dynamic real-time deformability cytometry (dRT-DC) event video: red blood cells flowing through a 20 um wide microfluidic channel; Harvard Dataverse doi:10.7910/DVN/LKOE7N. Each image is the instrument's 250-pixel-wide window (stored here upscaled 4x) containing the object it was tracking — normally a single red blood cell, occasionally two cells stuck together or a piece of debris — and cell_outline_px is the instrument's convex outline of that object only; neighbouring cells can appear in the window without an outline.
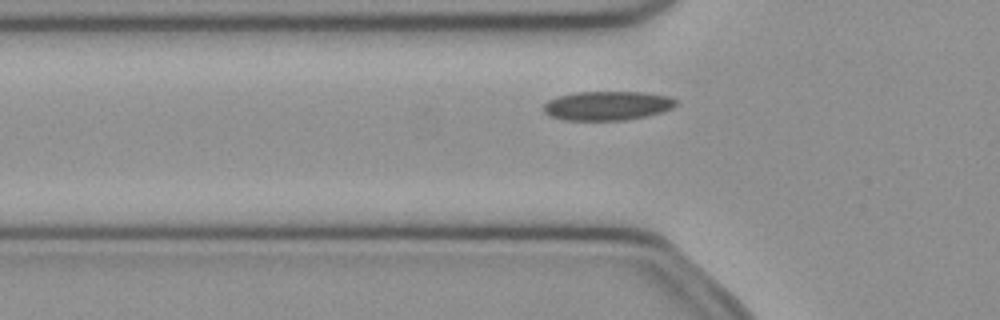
{"species": "common noctule bat (a hibernating species)", "species_latin": "Nyctalus noctula", "temperature_condition": "cold", "stored_images_in_passage": 44, "camera_frame_rate_fps": 3000, "um_per_image_px": 0.085, "animal": {"sex": "female", "body_mass_g": 21.9}, "frame": {"image": 1, "passage_image": 9, "time_ms": 2.667, "image_size_px": [1000, 320], "cell_outline_px": [[676, 104], [672, 108], [660, 112], [644, 116], [624, 120], [564, 120], [552, 116], [544, 112], [544, 104], [548, 100], [556, 96], [576, 92], [644, 92], [672, 96], [676, 100]], "centroid_in_image_um": [51.62, 8.97], "position_along_channel_um": 74.2, "area_um2": 22.43}}
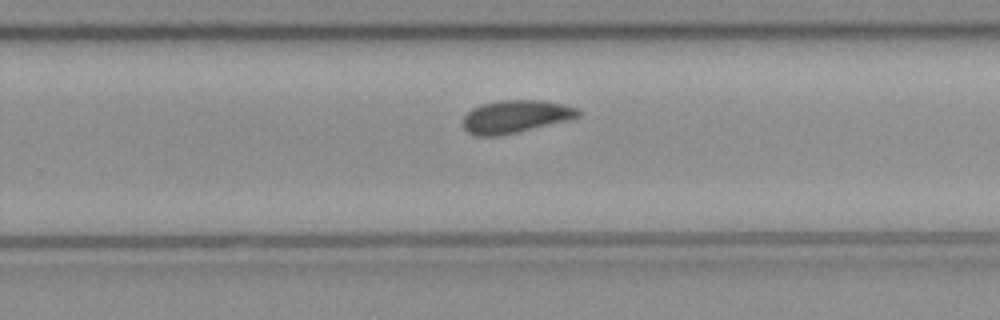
{"frame": {"image": 2, "passage_image": 25, "time_ms": 8.0, "image_size_px": [1000, 320], "cell_outline_px": [[580, 116], [568, 120], [500, 136], [476, 136], [468, 132], [464, 128], [464, 116], [472, 108], [480, 104], [500, 100], [544, 100], [564, 104], [576, 108], [580, 112]], "centroid_in_image_um": [43.81, 9.9], "position_along_channel_um": 286.0, "area_um2": 21.96}}
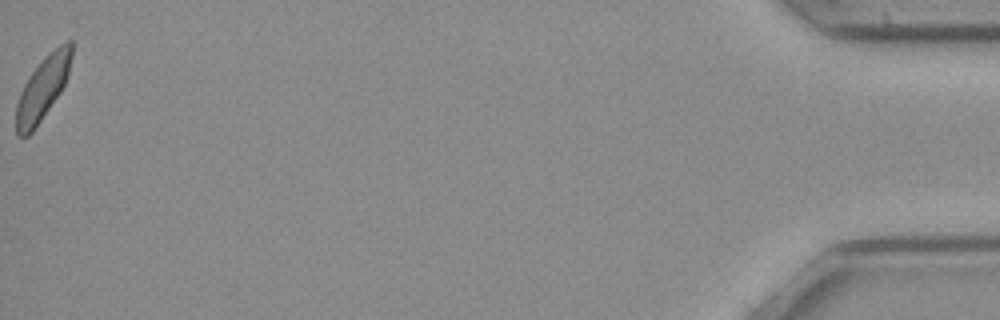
{"frame": {"image": 3, "passage_image": 44, "time_ms": 14.333, "image_size_px": [1000, 320], "cell_outline_px": [[72, 56], [68, 72], [64, 84], [60, 92], [32, 132], [28, 136], [20, 136], [16, 132], [16, 104], [20, 92], [24, 84], [32, 72], [44, 56], [48, 52], [60, 44], [68, 40], [72, 40]], "centroid_in_image_um": [3.62, 7.47], "position_along_channel_um": 431.6, "area_um2": 20.17}}